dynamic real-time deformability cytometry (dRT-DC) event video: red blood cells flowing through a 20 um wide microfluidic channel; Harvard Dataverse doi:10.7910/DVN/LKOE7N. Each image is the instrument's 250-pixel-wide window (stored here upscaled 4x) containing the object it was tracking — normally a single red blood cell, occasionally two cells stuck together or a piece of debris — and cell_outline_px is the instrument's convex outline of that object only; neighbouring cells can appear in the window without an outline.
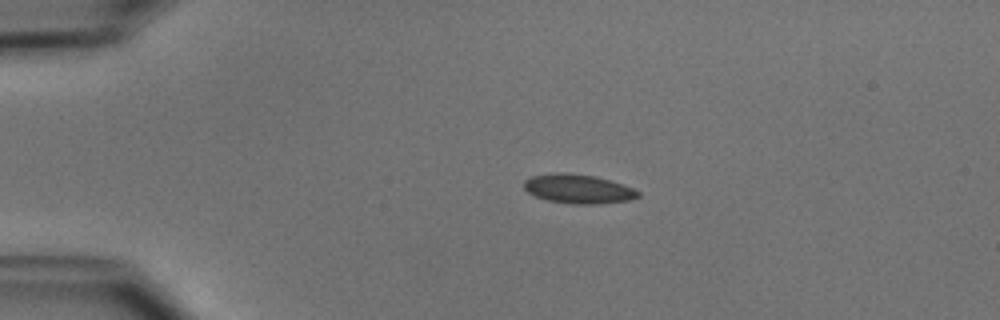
{"species": "common noctule bat (a hibernating species)", "species_latin": "Nyctalus noctula", "temperature_condition": "cold", "stored_images_in_passage": 9, "camera_frame_rate_fps": 3000, "um_per_image_px": 0.085, "animal": {"sex": "male", "body_mass_g": 15.6}, "frame": {"image": 1, "passage_image": 1, "time_ms": 0.0, "image_size_px": [1000, 320], "cell_outline_px": [[640, 196], [628, 200], [596, 204], [572, 204], [548, 200], [536, 196], [528, 192], [524, 188], [524, 180], [532, 176], [556, 172], [564, 172], [596, 176], [624, 184], [640, 192]], "centroid_in_image_um": [49.15, 16.04], "position_along_channel_um": 35.8, "area_um2": 19.36}}